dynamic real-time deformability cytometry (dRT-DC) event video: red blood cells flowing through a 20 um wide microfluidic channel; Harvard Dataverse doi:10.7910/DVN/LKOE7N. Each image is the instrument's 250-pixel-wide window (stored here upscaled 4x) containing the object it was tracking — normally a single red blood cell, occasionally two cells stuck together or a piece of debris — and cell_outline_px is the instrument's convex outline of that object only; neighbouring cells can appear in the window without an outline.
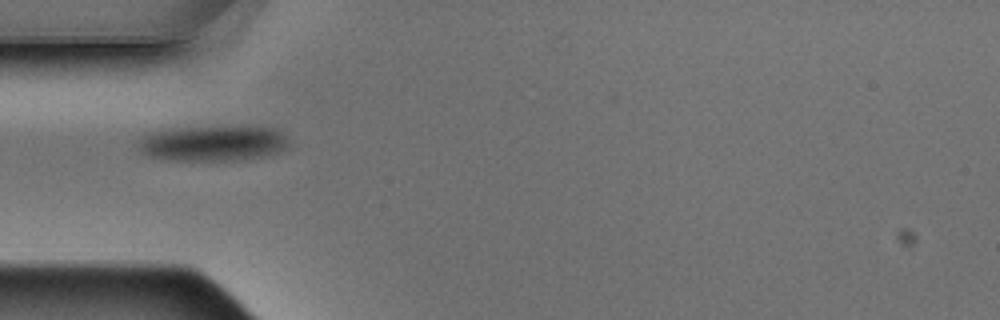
{"species": "Egyptian fruit bat (a non-hibernating species)", "species_latin": "Rousettus aegyptiacus", "temperature_condition": "warm", "stored_images_in_passage": 4, "camera_frame_rate_fps": 3000, "um_per_image_px": 0.085, "animal": {"sex": "male"}, "frame": {"image": 1, "passage_image": 1, "time_ms": 0.0, "image_size_px": [1000, 320], "cell_outline_px": [[288, 148], [264, 156], [244, 160], [168, 160], [144, 156], [140, 152], [136, 144], [136, 140], [148, 132], [168, 128], [272, 128], [288, 136]], "centroid_in_image_um": [17.99, 12.21], "position_along_channel_um": 67.0, "area_um2": 31.15}}
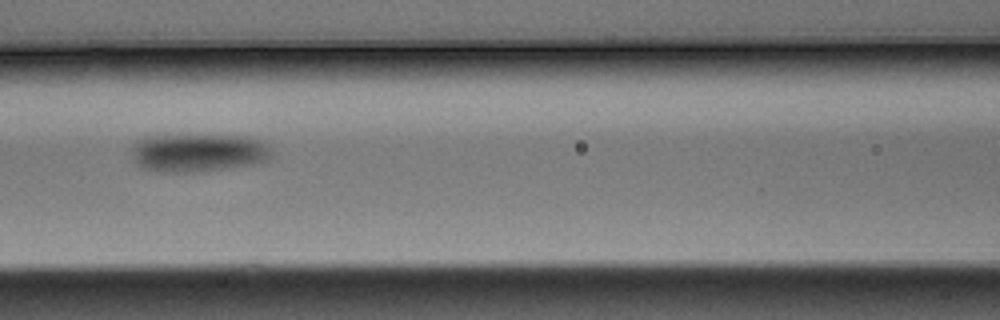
{"frame": {"image": 2, "passage_image": 3, "time_ms": 0.667, "image_size_px": [1000, 320], "cell_outline_px": [[272, 156], [268, 160], [256, 164], [228, 168], [188, 172], [156, 172], [140, 168], [132, 160], [132, 152], [136, 144], [144, 136], [244, 136], [264, 140], [268, 144]], "centroid_in_image_um": [16.87, 13.0], "position_along_channel_um": 149.7, "area_um2": 31.21}}
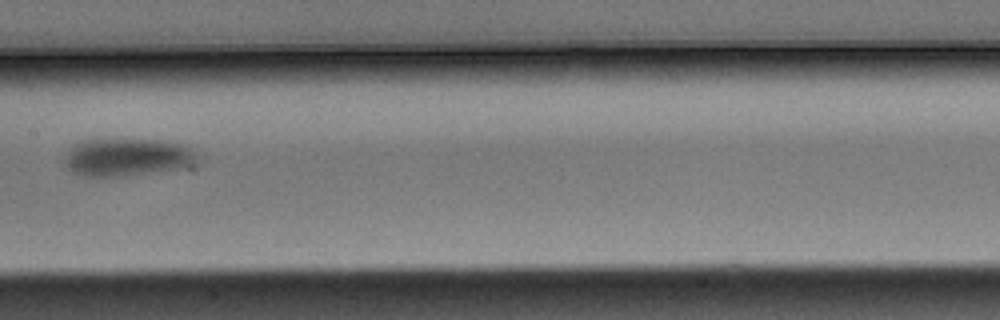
{"frame": {"image": 3, "passage_image": 4, "time_ms": 1.0, "image_size_px": [1000, 320], "cell_outline_px": [[196, 164], [180, 168], [120, 176], [84, 176], [72, 172], [68, 168], [64, 160], [64, 152], [76, 144], [84, 140], [160, 140], [188, 144], [192, 148], [196, 156]], "centroid_in_image_um": [10.81, 13.35], "position_along_channel_um": 196.6, "area_um2": 29.02}}